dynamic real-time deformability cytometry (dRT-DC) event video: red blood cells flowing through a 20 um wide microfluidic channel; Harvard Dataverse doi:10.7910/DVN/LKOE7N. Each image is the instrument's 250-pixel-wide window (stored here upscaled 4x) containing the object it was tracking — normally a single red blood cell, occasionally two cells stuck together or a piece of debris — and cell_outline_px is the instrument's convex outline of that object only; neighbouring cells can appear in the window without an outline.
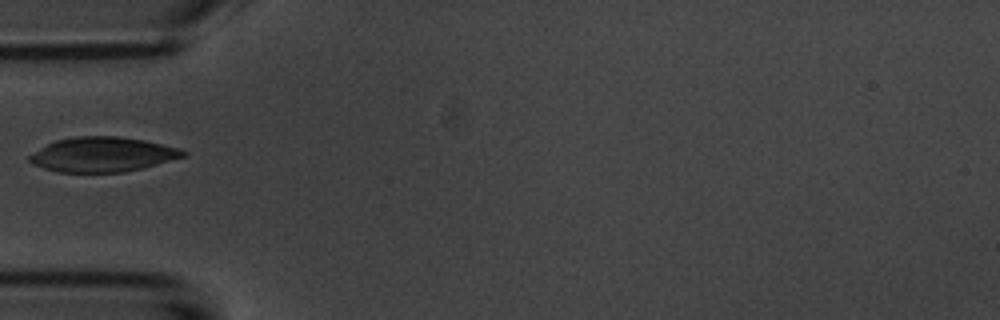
{"species": "common noctule bat (a hibernating species)", "species_latin": "Nyctalus noctula", "temperature_condition": "room temperature", "stored_images_in_passage": 31, "camera_frame_rate_fps": 3000, "um_per_image_px": 0.085, "animal": {"sex": "male", "body_mass_g": 20.1, "forearm_length_mm": 53.5}, "frame": {"image": 1, "passage_image": 1, "time_ms": 0.0, "image_size_px": [1000, 320], "cell_outline_px": [[188, 156], [144, 168], [124, 172], [56, 172], [44, 168], [28, 160], [28, 156], [48, 144], [56, 140], [76, 136], [116, 136], [144, 140], [180, 148], [188, 152]], "centroid_in_image_um": [8.79, 13.13], "position_along_channel_um": 76.2, "area_um2": 31.1}}
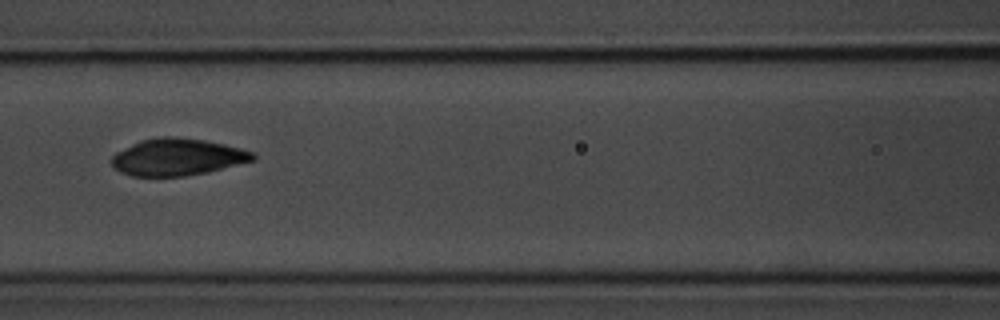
{"frame": {"image": 2, "passage_image": 7, "time_ms": 2.0, "image_size_px": [1000, 320], "cell_outline_px": [[256, 160], [208, 172], [184, 176], [132, 176], [116, 168], [112, 164], [112, 156], [116, 152], [140, 140], [160, 136], [176, 136], [204, 140], [224, 144], [240, 148], [252, 152], [256, 156]], "centroid_in_image_um": [15.11, 13.34], "position_along_channel_um": 151.5, "area_um2": 30.35}}
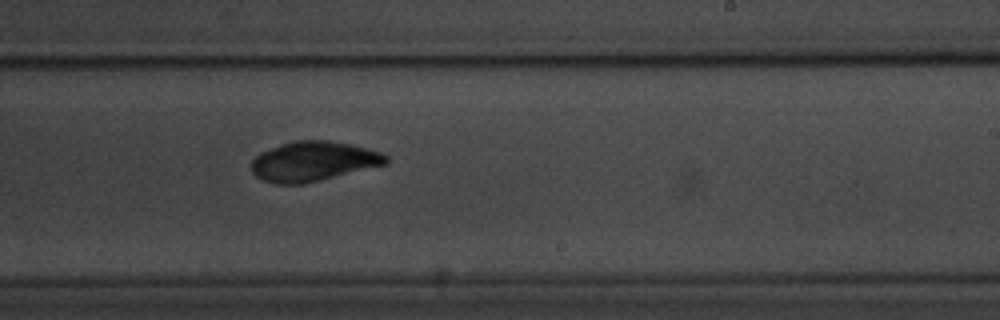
{"frame": {"image": 3, "passage_image": 16, "time_ms": 5.0, "image_size_px": [1000, 320], "cell_outline_px": [[388, 164], [304, 184], [276, 184], [260, 180], [252, 172], [252, 160], [260, 152], [292, 140], [328, 140], [352, 144], [380, 152], [388, 156]], "centroid_in_image_um": [26.63, 13.71], "position_along_channel_um": 262.4, "area_um2": 31.39}}